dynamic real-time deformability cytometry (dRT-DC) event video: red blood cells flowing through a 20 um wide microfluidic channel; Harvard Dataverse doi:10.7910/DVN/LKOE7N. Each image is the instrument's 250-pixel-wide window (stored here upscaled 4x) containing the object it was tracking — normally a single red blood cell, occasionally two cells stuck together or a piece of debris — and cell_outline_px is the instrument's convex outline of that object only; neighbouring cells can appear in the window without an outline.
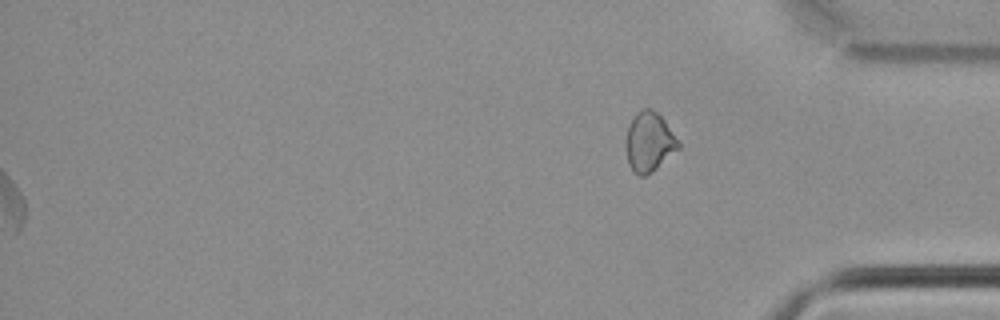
{"species": "common noctule bat (a hibernating species)", "species_latin": "Nyctalus noctula", "temperature_condition": "cold", "stored_images_in_passage": 33, "segment_of_instrument_passage": [2, 2], "camera_frame_rate_fps": 3000, "um_per_image_px": 0.085, "animal": {"sex": "male", "body_mass_g": 21.5, "forearm_length_mm": 52.0}, "frame": {"image": 1, "passage_image": 33, "time_ms": 10.667, "image_size_px": [1000, 320], "cell_outline_px": [[680, 148], [652, 172], [644, 176], [640, 176], [632, 172], [628, 164], [624, 144], [624, 140], [628, 124], [632, 116], [640, 108], [652, 108], [664, 120], [680, 144]], "centroid_in_image_um": [55.12, 12.06], "position_along_channel_um": 380.1, "area_um2": 18.61}}